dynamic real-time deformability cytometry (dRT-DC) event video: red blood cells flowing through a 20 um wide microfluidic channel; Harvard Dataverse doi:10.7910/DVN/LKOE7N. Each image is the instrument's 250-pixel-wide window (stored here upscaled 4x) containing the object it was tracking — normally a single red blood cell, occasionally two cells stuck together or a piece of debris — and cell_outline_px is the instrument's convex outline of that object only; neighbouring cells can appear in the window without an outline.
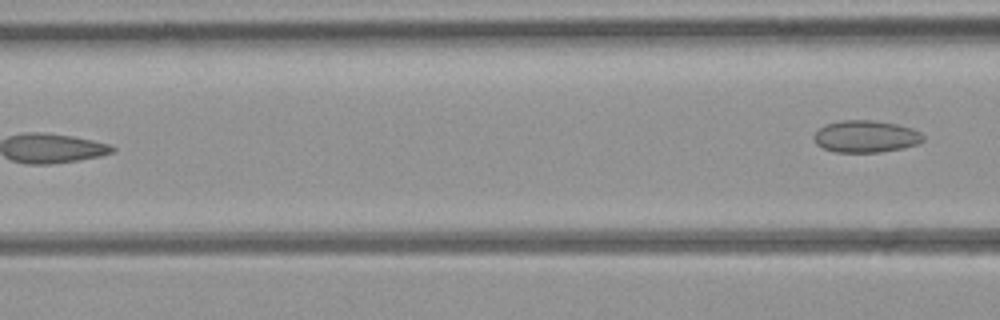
{"species": "common noctule bat (a hibernating species)", "species_latin": "Nyctalus noctula", "temperature_condition": "room temperature", "stored_images_in_passage": 5, "camera_frame_rate_fps": 3000, "um_per_image_px": 0.085, "animal": {"sex": "female", "body_mass_g": 21.9}, "frame": {"image": 1, "passage_image": 5, "time_ms": 5.667, "image_size_px": [1000, 320], "cell_outline_px": [[924, 140], [916, 144], [900, 148], [880, 152], [836, 152], [824, 148], [816, 144], [812, 136], [824, 124], [840, 120], [872, 120], [896, 124], [912, 128], [920, 132], [924, 136]], "centroid_in_image_um": [73.56, 11.59], "position_along_channel_um": 93.0, "area_um2": 20.35}}